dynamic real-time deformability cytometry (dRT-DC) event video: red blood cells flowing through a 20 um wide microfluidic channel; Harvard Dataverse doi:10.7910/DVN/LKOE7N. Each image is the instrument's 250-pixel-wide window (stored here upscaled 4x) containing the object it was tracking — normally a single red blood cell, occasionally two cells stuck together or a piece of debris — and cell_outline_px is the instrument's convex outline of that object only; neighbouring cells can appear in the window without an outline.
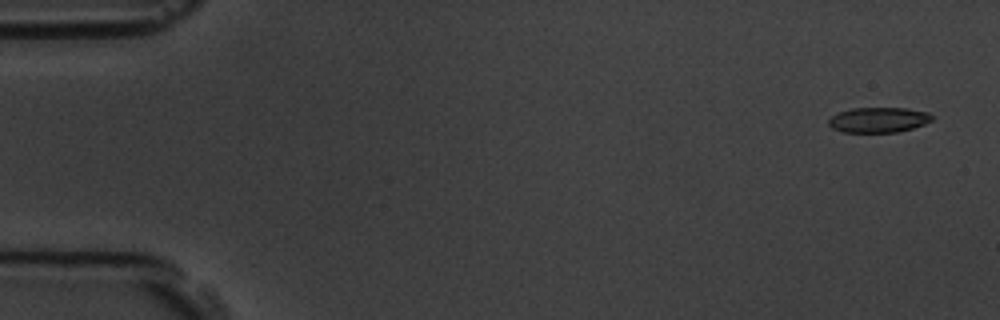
{"species": "common noctule bat (a hibernating species)", "species_latin": "Nyctalus noctula", "temperature_condition": "room temperature", "stored_images_in_passage": 5, "camera_frame_rate_fps": 3000, "um_per_image_px": 0.085, "animal": {"sex": "male", "body_mass_g": 19.5, "forearm_length_mm": 54.6}, "frame": {"image": 1, "passage_image": 1, "time_ms": 0.0, "image_size_px": [1000, 320], "cell_outline_px": [[932, 120], [924, 124], [912, 128], [896, 132], [844, 132], [832, 128], [828, 124], [828, 120], [832, 116], [840, 112], [852, 108], [904, 108], [928, 112], [932, 116]], "centroid_in_image_um": [74.66, 10.19], "position_along_channel_um": 10.3, "area_um2": 15.03}}
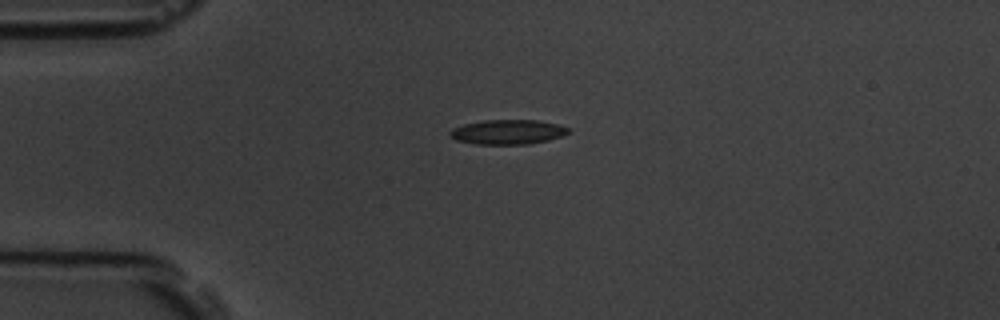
{"frame": {"image": 2, "passage_image": 4, "time_ms": 3.667, "image_size_px": [1000, 320], "cell_outline_px": [[572, 128], [568, 132], [560, 136], [548, 140], [528, 144], [476, 144], [456, 140], [448, 132], [452, 128], [464, 124], [484, 120], [540, 120]], "centroid_in_image_um": [43.16, 11.21], "position_along_channel_um": 41.8, "area_um2": 16.94}}